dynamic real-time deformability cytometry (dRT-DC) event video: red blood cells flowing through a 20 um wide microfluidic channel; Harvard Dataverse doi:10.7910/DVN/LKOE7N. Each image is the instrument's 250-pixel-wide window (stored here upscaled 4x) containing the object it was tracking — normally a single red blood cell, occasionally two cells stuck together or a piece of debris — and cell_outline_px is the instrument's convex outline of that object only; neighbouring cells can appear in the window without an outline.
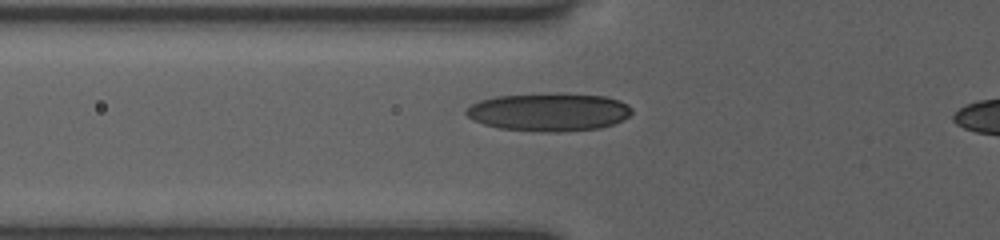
{"species": "human", "species_latin": "Homo sapiens", "temperature_condition": "room temperature", "stored_images_in_passage": 33, "camera_frame_rate_fps": 3000, "um_per_image_px": 0.085, "donor": {"sex": "female"}, "frame": {"image": 1, "passage_image": 4, "time_ms": 1.0, "image_size_px": [1000, 240], "cell_outline_px": [[632, 112], [624, 120], [600, 128], [560, 132], [544, 132], [500, 128], [484, 124], [472, 120], [464, 112], [472, 104], [480, 100], [496, 96], [556, 92], [604, 96], [620, 100], [628, 104], [632, 108]], "centroid_in_image_um": [46.68, 9.51], "position_along_channel_um": 79.1, "area_um2": 37.11}}
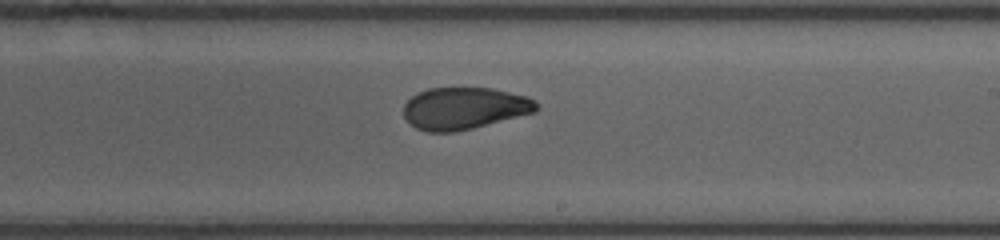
{"frame": {"image": 2, "passage_image": 17, "time_ms": 5.333, "image_size_px": [1000, 240], "cell_outline_px": [[540, 104], [536, 112], [456, 132], [428, 132], [416, 128], [404, 116], [404, 104], [412, 96], [428, 88], [492, 88], [528, 96], [536, 100]], "centroid_in_image_um": [39.51, 9.2], "position_along_channel_um": 249.5, "area_um2": 32.54}}
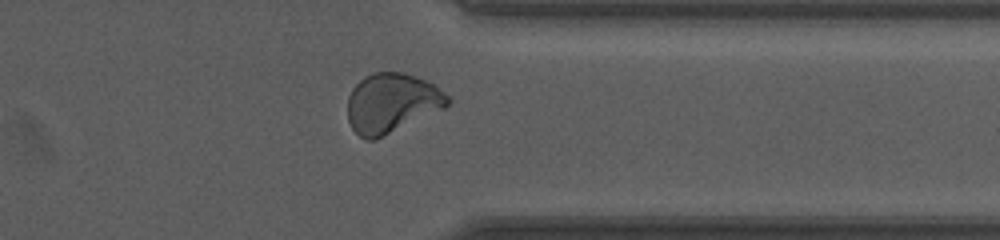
{"frame": {"image": 3, "passage_image": 27, "time_ms": 8.667, "image_size_px": [1000, 240], "cell_outline_px": [[452, 100], [444, 108], [372, 140], [364, 140], [352, 128], [348, 120], [348, 96], [352, 88], [364, 76], [372, 72], [404, 72], [416, 76], [432, 84], [444, 92]], "centroid_in_image_um": [33.27, 8.73], "position_along_channel_um": 378.1, "area_um2": 34.28}}